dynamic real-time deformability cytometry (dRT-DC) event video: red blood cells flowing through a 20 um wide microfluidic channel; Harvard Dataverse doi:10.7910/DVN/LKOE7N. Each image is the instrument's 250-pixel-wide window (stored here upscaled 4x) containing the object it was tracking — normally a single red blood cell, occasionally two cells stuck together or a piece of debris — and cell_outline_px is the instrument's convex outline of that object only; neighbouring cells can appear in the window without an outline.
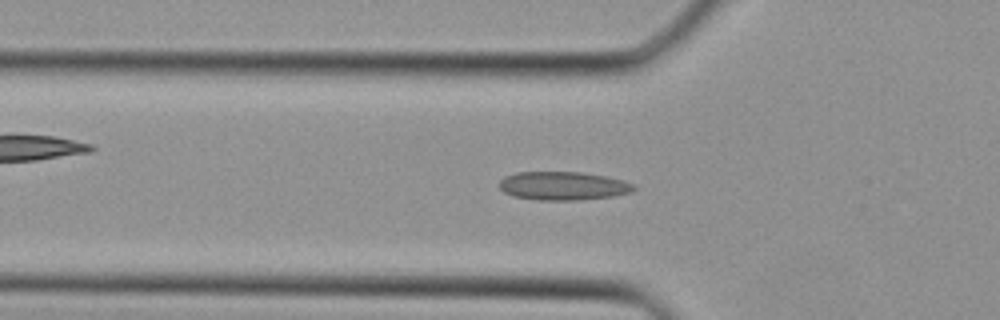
{"species": "Egyptian fruit bat (a non-hibernating species)", "species_latin": "Rousettus aegyptiacus", "temperature_condition": "cold", "stored_images_in_passage": 27, "camera_frame_rate_fps": 3000, "um_per_image_px": 0.085, "animal": {"sex": "female"}, "frame": {"image": 1, "passage_image": 5, "time_ms": 1.333, "image_size_px": [1000, 320], "cell_outline_px": [[636, 188], [632, 192], [612, 196], [576, 200], [540, 200], [512, 196], [504, 192], [500, 188], [500, 180], [504, 176], [516, 172], [580, 172], [604, 176], [624, 180], [632, 184]], "centroid_in_image_um": [47.84, 15.79], "position_along_channel_um": 78.0, "area_um2": 22.25}}
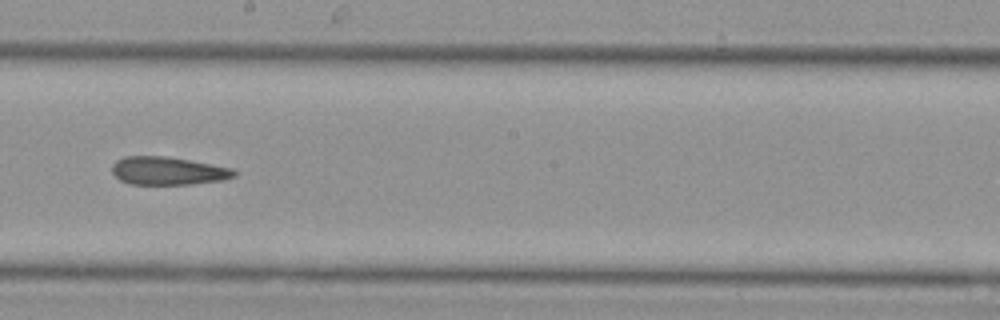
{"frame": {"image": 2, "passage_image": 14, "time_ms": 4.333, "image_size_px": [1000, 320], "cell_outline_px": [[236, 176], [224, 180], [192, 184], [132, 184], [120, 180], [112, 172], [112, 164], [116, 160], [124, 156], [164, 156], [188, 160], [232, 168], [236, 172]], "centroid_in_image_um": [14.27, 14.52], "position_along_channel_um": 233.9, "area_um2": 19.88}}
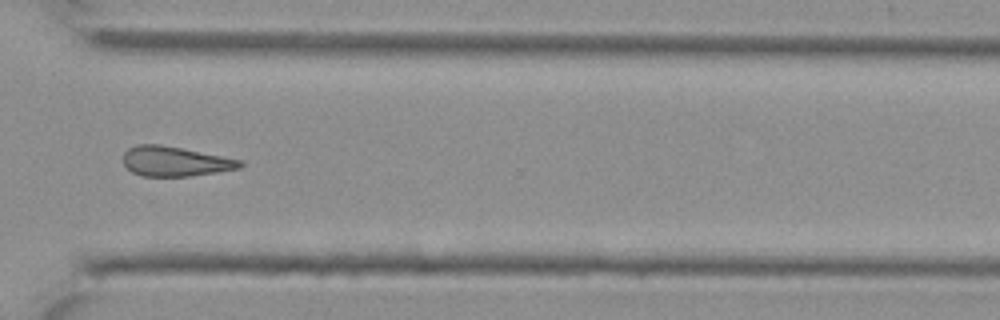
{"frame": {"image": 3, "passage_image": 21, "time_ms": 6.667, "image_size_px": [1000, 320], "cell_outline_px": [[244, 164], [240, 168], [216, 172], [188, 176], [140, 176], [132, 172], [124, 164], [124, 152], [128, 148], [136, 144], [160, 144], [244, 160]], "centroid_in_image_um": [14.88, 13.71], "position_along_channel_um": 355.7, "area_um2": 20.29}}